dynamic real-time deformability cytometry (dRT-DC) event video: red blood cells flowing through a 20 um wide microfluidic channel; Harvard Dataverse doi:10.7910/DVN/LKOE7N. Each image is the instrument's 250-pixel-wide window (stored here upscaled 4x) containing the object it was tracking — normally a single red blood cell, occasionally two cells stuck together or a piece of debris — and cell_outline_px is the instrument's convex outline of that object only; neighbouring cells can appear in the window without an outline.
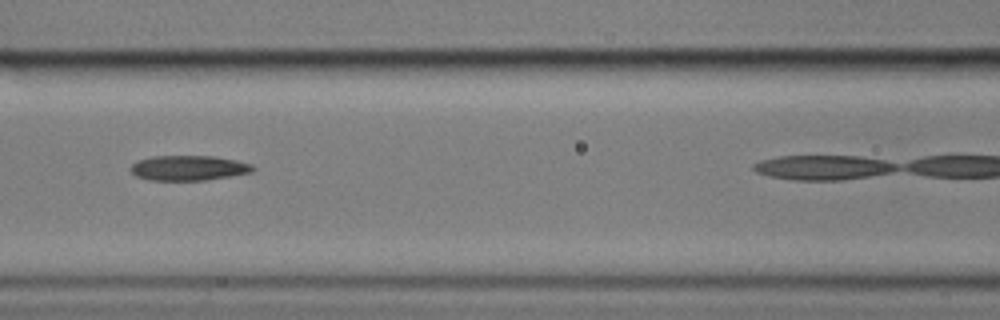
{"species": "common noctule bat (a hibernating species)", "species_latin": "Nyctalus noctula", "temperature_condition": "cold", "stored_images_in_passage": 8, "camera_frame_rate_fps": 3000, "um_per_image_px": 0.085, "animal": {"sex": "male", "body_mass_g": 17.9}, "frame": {"image": 1, "passage_image": 6, "time_ms": 6.0, "image_size_px": [1000, 320], "cell_outline_px": [[256, 168], [252, 172], [204, 180], [152, 180], [136, 176], [132, 172], [132, 164], [140, 160], [152, 156], [212, 156], [236, 160], [252, 164]], "centroid_in_image_um": [16.06, 14.27], "position_along_channel_um": 150.5, "area_um2": 17.57}}